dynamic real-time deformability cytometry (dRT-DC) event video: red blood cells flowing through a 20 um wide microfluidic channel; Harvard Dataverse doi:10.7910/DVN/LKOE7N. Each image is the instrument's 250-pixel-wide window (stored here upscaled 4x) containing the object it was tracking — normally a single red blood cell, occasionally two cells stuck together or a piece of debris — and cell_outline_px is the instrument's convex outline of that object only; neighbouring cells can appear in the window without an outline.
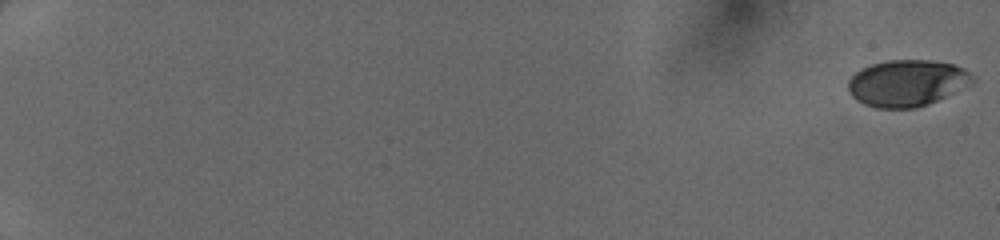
{"species": "human", "species_latin": "Homo sapiens", "temperature_condition": "cold", "stored_images_in_passage": 19, "camera_frame_rate_fps": 3000, "um_per_image_px": 0.085, "donor": {"sex": "female"}, "frame": {"image": 1, "passage_image": 1, "time_ms": 0.0, "image_size_px": [1000, 240], "cell_outline_px": [[976, 80], [972, 84], [928, 104], [916, 108], [876, 108], [864, 104], [856, 100], [852, 96], [848, 88], [848, 80], [860, 68], [872, 64], [888, 60], [932, 60], [952, 64], [964, 68]], "centroid_in_image_um": [77.09, 7.06], "position_along_channel_um": 7.9, "area_um2": 33.76}}
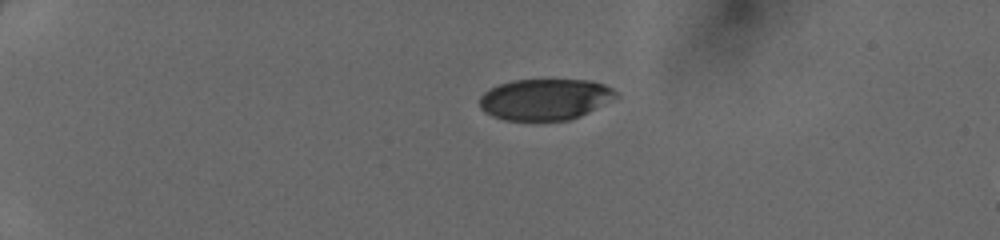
{"frame": {"image": 2, "passage_image": 11, "time_ms": 3.333, "image_size_px": [1000, 240], "cell_outline_px": [[620, 96], [588, 112], [568, 120], [504, 120], [492, 116], [484, 112], [480, 108], [480, 96], [484, 92], [500, 84], [512, 80], [588, 80], [604, 84], [612, 88]], "centroid_in_image_um": [46.32, 8.44], "position_along_channel_um": 38.7, "area_um2": 32.6}}
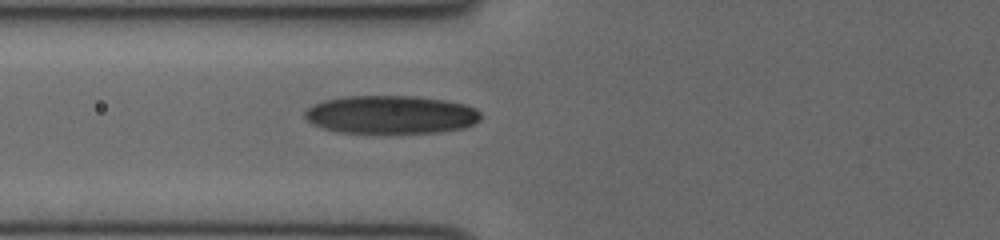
{"frame": {"image": 3, "passage_image": 19, "time_ms": 6.0, "image_size_px": [1000, 240], "cell_outline_px": [[480, 120], [464, 128], [440, 132], [340, 132], [324, 128], [312, 124], [304, 116], [304, 112], [312, 104], [324, 100], [344, 96], [412, 96], [444, 100], [464, 104], [476, 108], [480, 112]], "centroid_in_image_um": [33.22, 9.73], "position_along_channel_um": 92.6, "area_um2": 38.96}}